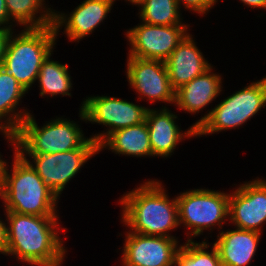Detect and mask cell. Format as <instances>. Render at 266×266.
I'll return each instance as SVG.
<instances>
[{"label": "cell", "mask_w": 266, "mask_h": 266, "mask_svg": "<svg viewBox=\"0 0 266 266\" xmlns=\"http://www.w3.org/2000/svg\"><path fill=\"white\" fill-rule=\"evenodd\" d=\"M6 215L7 255L31 266H61L67 251L58 236V216Z\"/></svg>", "instance_id": "1"}, {"label": "cell", "mask_w": 266, "mask_h": 266, "mask_svg": "<svg viewBox=\"0 0 266 266\" xmlns=\"http://www.w3.org/2000/svg\"><path fill=\"white\" fill-rule=\"evenodd\" d=\"M122 221L130 232L143 235L170 236L179 224L177 199H169L161 182L147 181L123 195Z\"/></svg>", "instance_id": "2"}, {"label": "cell", "mask_w": 266, "mask_h": 266, "mask_svg": "<svg viewBox=\"0 0 266 266\" xmlns=\"http://www.w3.org/2000/svg\"><path fill=\"white\" fill-rule=\"evenodd\" d=\"M12 173L6 163L0 198L5 212L36 216L57 215L56 194L46 185L31 164L16 150Z\"/></svg>", "instance_id": "3"}, {"label": "cell", "mask_w": 266, "mask_h": 266, "mask_svg": "<svg viewBox=\"0 0 266 266\" xmlns=\"http://www.w3.org/2000/svg\"><path fill=\"white\" fill-rule=\"evenodd\" d=\"M12 34L0 67L28 92L37 80L43 61L53 54L57 35L53 25L25 28L17 36Z\"/></svg>", "instance_id": "4"}, {"label": "cell", "mask_w": 266, "mask_h": 266, "mask_svg": "<svg viewBox=\"0 0 266 266\" xmlns=\"http://www.w3.org/2000/svg\"><path fill=\"white\" fill-rule=\"evenodd\" d=\"M79 125L66 118H56L39 127L29 114L15 132L14 150L23 157L27 154H53L79 148L87 139ZM26 153V154H25Z\"/></svg>", "instance_id": "5"}, {"label": "cell", "mask_w": 266, "mask_h": 266, "mask_svg": "<svg viewBox=\"0 0 266 266\" xmlns=\"http://www.w3.org/2000/svg\"><path fill=\"white\" fill-rule=\"evenodd\" d=\"M266 76L224 99L192 126L196 137L242 126L266 105Z\"/></svg>", "instance_id": "6"}, {"label": "cell", "mask_w": 266, "mask_h": 266, "mask_svg": "<svg viewBox=\"0 0 266 266\" xmlns=\"http://www.w3.org/2000/svg\"><path fill=\"white\" fill-rule=\"evenodd\" d=\"M176 199L179 224L192 230L189 240L216 225L221 229L229 216L228 193L201 188L180 193Z\"/></svg>", "instance_id": "7"}, {"label": "cell", "mask_w": 266, "mask_h": 266, "mask_svg": "<svg viewBox=\"0 0 266 266\" xmlns=\"http://www.w3.org/2000/svg\"><path fill=\"white\" fill-rule=\"evenodd\" d=\"M148 108L125 99L108 96L87 97L80 109V118L109 127L91 138L99 145L110 133L145 122Z\"/></svg>", "instance_id": "8"}, {"label": "cell", "mask_w": 266, "mask_h": 266, "mask_svg": "<svg viewBox=\"0 0 266 266\" xmlns=\"http://www.w3.org/2000/svg\"><path fill=\"white\" fill-rule=\"evenodd\" d=\"M98 152L97 143L90 137L79 148L71 151L53 154H28L35 165L26 157L24 158L59 197L66 184L79 172L82 165Z\"/></svg>", "instance_id": "9"}, {"label": "cell", "mask_w": 266, "mask_h": 266, "mask_svg": "<svg viewBox=\"0 0 266 266\" xmlns=\"http://www.w3.org/2000/svg\"><path fill=\"white\" fill-rule=\"evenodd\" d=\"M141 23L126 32L131 45L128 55L132 57L165 61L188 34V25Z\"/></svg>", "instance_id": "10"}, {"label": "cell", "mask_w": 266, "mask_h": 266, "mask_svg": "<svg viewBox=\"0 0 266 266\" xmlns=\"http://www.w3.org/2000/svg\"><path fill=\"white\" fill-rule=\"evenodd\" d=\"M127 59L128 82L136 93L150 100V103L155 101L174 103L175 90L171 86L164 61L132 56Z\"/></svg>", "instance_id": "11"}, {"label": "cell", "mask_w": 266, "mask_h": 266, "mask_svg": "<svg viewBox=\"0 0 266 266\" xmlns=\"http://www.w3.org/2000/svg\"><path fill=\"white\" fill-rule=\"evenodd\" d=\"M176 238L127 232L123 266H174L181 246Z\"/></svg>", "instance_id": "12"}, {"label": "cell", "mask_w": 266, "mask_h": 266, "mask_svg": "<svg viewBox=\"0 0 266 266\" xmlns=\"http://www.w3.org/2000/svg\"><path fill=\"white\" fill-rule=\"evenodd\" d=\"M228 214L237 229L261 232L266 221V181L258 178L230 193Z\"/></svg>", "instance_id": "13"}, {"label": "cell", "mask_w": 266, "mask_h": 266, "mask_svg": "<svg viewBox=\"0 0 266 266\" xmlns=\"http://www.w3.org/2000/svg\"><path fill=\"white\" fill-rule=\"evenodd\" d=\"M115 0H85L79 4L69 17L54 10L53 26L58 35L61 26L71 41L81 40L92 33L107 17ZM65 24V25H64Z\"/></svg>", "instance_id": "14"}, {"label": "cell", "mask_w": 266, "mask_h": 266, "mask_svg": "<svg viewBox=\"0 0 266 266\" xmlns=\"http://www.w3.org/2000/svg\"><path fill=\"white\" fill-rule=\"evenodd\" d=\"M176 118L177 115L171 113L166 107L159 111L148 108L145 122L153 156L168 157L184 137L196 136V129L193 126L181 133L179 126L175 123Z\"/></svg>", "instance_id": "15"}, {"label": "cell", "mask_w": 266, "mask_h": 266, "mask_svg": "<svg viewBox=\"0 0 266 266\" xmlns=\"http://www.w3.org/2000/svg\"><path fill=\"white\" fill-rule=\"evenodd\" d=\"M164 62L174 90L200 76L211 67L189 33Z\"/></svg>", "instance_id": "16"}, {"label": "cell", "mask_w": 266, "mask_h": 266, "mask_svg": "<svg viewBox=\"0 0 266 266\" xmlns=\"http://www.w3.org/2000/svg\"><path fill=\"white\" fill-rule=\"evenodd\" d=\"M261 233L237 228L221 231L213 245L217 248L222 266H248L259 245Z\"/></svg>", "instance_id": "17"}, {"label": "cell", "mask_w": 266, "mask_h": 266, "mask_svg": "<svg viewBox=\"0 0 266 266\" xmlns=\"http://www.w3.org/2000/svg\"><path fill=\"white\" fill-rule=\"evenodd\" d=\"M212 66L203 74L175 90V106L196 113L209 105L222 91L221 75L212 73ZM177 104V105H176Z\"/></svg>", "instance_id": "18"}, {"label": "cell", "mask_w": 266, "mask_h": 266, "mask_svg": "<svg viewBox=\"0 0 266 266\" xmlns=\"http://www.w3.org/2000/svg\"><path fill=\"white\" fill-rule=\"evenodd\" d=\"M26 92L27 91L12 75H8L0 67V131H2L4 137H6L13 146H16L15 132L20 128L24 119L30 114L26 110L17 112L18 109H16L18 108L17 105L20 103L19 101ZM2 119L5 121L4 124L2 123Z\"/></svg>", "instance_id": "19"}, {"label": "cell", "mask_w": 266, "mask_h": 266, "mask_svg": "<svg viewBox=\"0 0 266 266\" xmlns=\"http://www.w3.org/2000/svg\"><path fill=\"white\" fill-rule=\"evenodd\" d=\"M106 147L119 155L153 156L146 122L110 133L98 145V151Z\"/></svg>", "instance_id": "20"}, {"label": "cell", "mask_w": 266, "mask_h": 266, "mask_svg": "<svg viewBox=\"0 0 266 266\" xmlns=\"http://www.w3.org/2000/svg\"><path fill=\"white\" fill-rule=\"evenodd\" d=\"M5 2L9 19L18 22L20 26L40 28L53 25L54 11L43 6L44 0H5ZM37 13H41L39 17L35 16Z\"/></svg>", "instance_id": "21"}, {"label": "cell", "mask_w": 266, "mask_h": 266, "mask_svg": "<svg viewBox=\"0 0 266 266\" xmlns=\"http://www.w3.org/2000/svg\"><path fill=\"white\" fill-rule=\"evenodd\" d=\"M52 55L43 61L37 80L41 89L40 96L67 95L71 96L69 91L72 89L71 77L68 73L67 64H60L58 61L50 59Z\"/></svg>", "instance_id": "22"}, {"label": "cell", "mask_w": 266, "mask_h": 266, "mask_svg": "<svg viewBox=\"0 0 266 266\" xmlns=\"http://www.w3.org/2000/svg\"><path fill=\"white\" fill-rule=\"evenodd\" d=\"M139 7L140 18L146 24L185 25L181 21L180 7L175 0H145Z\"/></svg>", "instance_id": "23"}, {"label": "cell", "mask_w": 266, "mask_h": 266, "mask_svg": "<svg viewBox=\"0 0 266 266\" xmlns=\"http://www.w3.org/2000/svg\"><path fill=\"white\" fill-rule=\"evenodd\" d=\"M207 242L197 243L187 239L176 255L175 266H222L217 248L212 245V251H206Z\"/></svg>", "instance_id": "24"}, {"label": "cell", "mask_w": 266, "mask_h": 266, "mask_svg": "<svg viewBox=\"0 0 266 266\" xmlns=\"http://www.w3.org/2000/svg\"><path fill=\"white\" fill-rule=\"evenodd\" d=\"M178 6L181 5V2L185 9H190V11H194L200 14H206L209 9L213 7V5L218 0H175Z\"/></svg>", "instance_id": "25"}, {"label": "cell", "mask_w": 266, "mask_h": 266, "mask_svg": "<svg viewBox=\"0 0 266 266\" xmlns=\"http://www.w3.org/2000/svg\"><path fill=\"white\" fill-rule=\"evenodd\" d=\"M9 22H10V19H9V15H8V12L6 9V2H5V0H0V31L12 30V28H11L12 25H8V24H10ZM5 24H6V26H5ZM7 25H8V27H7Z\"/></svg>", "instance_id": "26"}, {"label": "cell", "mask_w": 266, "mask_h": 266, "mask_svg": "<svg viewBox=\"0 0 266 266\" xmlns=\"http://www.w3.org/2000/svg\"><path fill=\"white\" fill-rule=\"evenodd\" d=\"M7 223H3L0 219V254L7 255Z\"/></svg>", "instance_id": "27"}, {"label": "cell", "mask_w": 266, "mask_h": 266, "mask_svg": "<svg viewBox=\"0 0 266 266\" xmlns=\"http://www.w3.org/2000/svg\"><path fill=\"white\" fill-rule=\"evenodd\" d=\"M11 33H12V30L0 31V65L3 63L7 43H8Z\"/></svg>", "instance_id": "28"}, {"label": "cell", "mask_w": 266, "mask_h": 266, "mask_svg": "<svg viewBox=\"0 0 266 266\" xmlns=\"http://www.w3.org/2000/svg\"><path fill=\"white\" fill-rule=\"evenodd\" d=\"M240 1L252 8L266 9V0H240Z\"/></svg>", "instance_id": "29"}, {"label": "cell", "mask_w": 266, "mask_h": 266, "mask_svg": "<svg viewBox=\"0 0 266 266\" xmlns=\"http://www.w3.org/2000/svg\"><path fill=\"white\" fill-rule=\"evenodd\" d=\"M0 156H2V155H0ZM6 163L7 162L2 160L1 157H0V191H1V188H2L3 174H4V169H5Z\"/></svg>", "instance_id": "30"}, {"label": "cell", "mask_w": 266, "mask_h": 266, "mask_svg": "<svg viewBox=\"0 0 266 266\" xmlns=\"http://www.w3.org/2000/svg\"><path fill=\"white\" fill-rule=\"evenodd\" d=\"M131 2L134 5H140L141 3H143L145 0H126Z\"/></svg>", "instance_id": "31"}]
</instances>
